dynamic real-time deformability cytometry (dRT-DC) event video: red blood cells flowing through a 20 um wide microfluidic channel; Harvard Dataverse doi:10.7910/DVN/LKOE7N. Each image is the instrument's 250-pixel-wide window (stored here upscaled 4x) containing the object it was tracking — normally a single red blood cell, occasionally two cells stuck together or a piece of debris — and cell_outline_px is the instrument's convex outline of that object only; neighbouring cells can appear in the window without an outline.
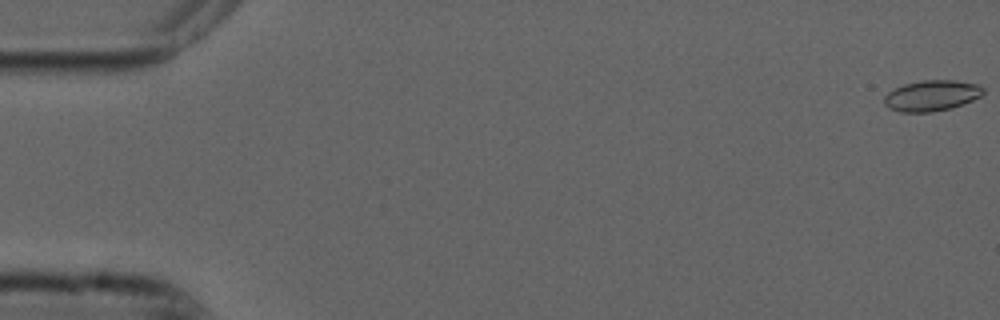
{"species": "common noctule bat (a hibernating species)", "species_latin": "Nyctalus noctula", "temperature_condition": "cold", "stored_images_in_passage": 55, "camera_frame_rate_fps": 3000, "um_per_image_px": 0.085, "animal": {"sex": "male", "forearm_length_mm": 52.5}, "frame": {"image": 1, "passage_image": 1, "time_ms": 0.0, "image_size_px": [1000, 320], "cell_outline_px": [[984, 92], [980, 96], [964, 104], [952, 108], [932, 112], [900, 112], [888, 108], [884, 104], [884, 96], [888, 92], [904, 84], [924, 80], [956, 80], [980, 84], [984, 88]], "centroid_in_image_um": [79.21, 8.13], "position_along_channel_um": 5.8, "area_um2": 17.92}}
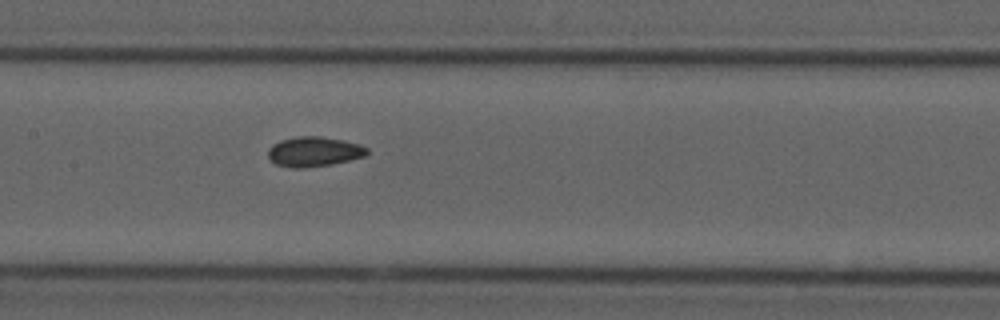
{"frame": {"image": 2, "passage_image": 27, "time_ms": 8.667, "image_size_px": [1000, 320], "cell_outline_px": [[368, 152], [364, 156], [332, 164], [304, 168], [292, 168], [276, 164], [268, 156], [268, 148], [272, 144], [280, 140], [296, 136], [320, 136], [360, 144], [368, 148]], "centroid_in_image_um": [26.66, 12.88], "position_along_channel_um": 180.7, "area_um2": 17.17}}
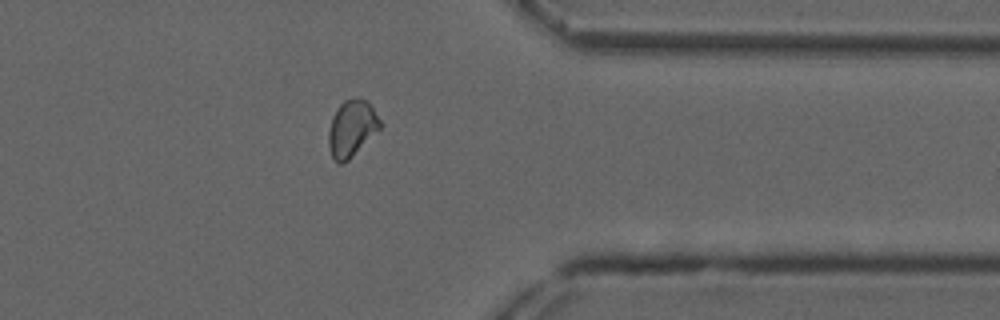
{"frame": {"image": 3, "passage_image": 44, "time_ms": 14.333, "image_size_px": [1000, 320], "cell_outline_px": [[380, 128], [344, 164], [340, 164], [332, 156], [328, 148], [328, 132], [332, 116], [336, 108], [344, 100], [368, 100], [380, 120]], "centroid_in_image_um": [29.86, 10.92], "position_along_channel_um": 381.5, "area_um2": 16.65}, "authors_computed_cell_mechanics": {"area_um2": 16.9354, "velocity_mm_per_s": 3.7462, "shape_relaxation_time_tau1_ms": null, "shape_relaxation_time_tau2_ms": 2.6525, "deformation_change_tau1": null, "deformation_change_tau2": 0.0612}}